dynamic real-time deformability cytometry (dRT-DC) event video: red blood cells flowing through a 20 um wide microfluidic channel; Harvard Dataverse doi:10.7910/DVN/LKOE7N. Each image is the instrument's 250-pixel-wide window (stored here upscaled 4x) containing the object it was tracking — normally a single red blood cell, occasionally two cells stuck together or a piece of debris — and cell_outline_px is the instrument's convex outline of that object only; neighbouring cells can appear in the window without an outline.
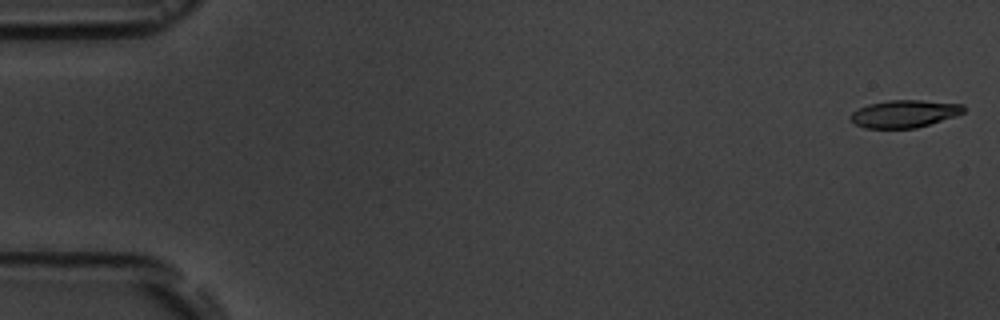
{"species": "common noctule bat (a hibernating species)", "species_latin": "Nyctalus noctula", "temperature_condition": "room temperature", "stored_images_in_passage": 6, "camera_frame_rate_fps": 3000, "um_per_image_px": 0.085, "animal": {"sex": "male", "body_mass_g": 19.5, "forearm_length_mm": 54.6}, "frame": {"image": 1, "passage_image": 1, "time_ms": 0.0, "image_size_px": [1000, 320], "cell_outline_px": [[964, 112], [956, 116], [916, 128], [864, 128], [856, 124], [848, 116], [852, 112], [868, 104], [888, 100], [920, 100], [964, 104]], "centroid_in_image_um": [76.88, 9.66], "position_along_channel_um": 8.1, "area_um2": 18.09}}
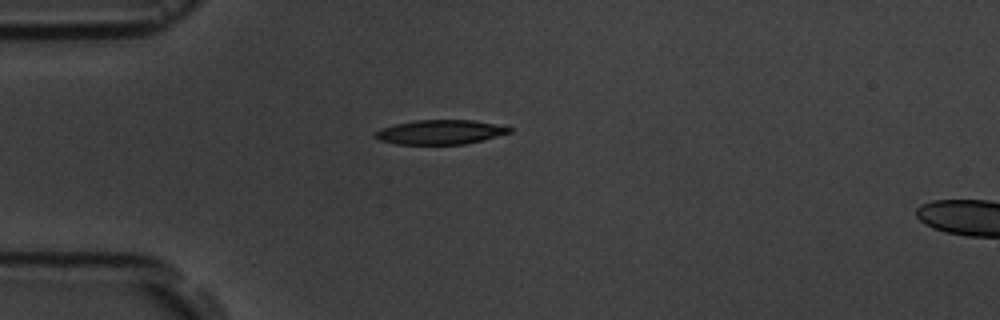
{"frame": {"image": 2, "passage_image": 5, "time_ms": 4.667, "image_size_px": [1000, 320], "cell_outline_px": [[512, 132], [464, 144], [396, 144], [380, 140], [372, 136], [372, 132], [396, 124], [416, 120], [472, 120], [512, 128]], "centroid_in_image_um": [37.36, 11.23], "position_along_channel_um": 47.6, "area_um2": 18.79}}